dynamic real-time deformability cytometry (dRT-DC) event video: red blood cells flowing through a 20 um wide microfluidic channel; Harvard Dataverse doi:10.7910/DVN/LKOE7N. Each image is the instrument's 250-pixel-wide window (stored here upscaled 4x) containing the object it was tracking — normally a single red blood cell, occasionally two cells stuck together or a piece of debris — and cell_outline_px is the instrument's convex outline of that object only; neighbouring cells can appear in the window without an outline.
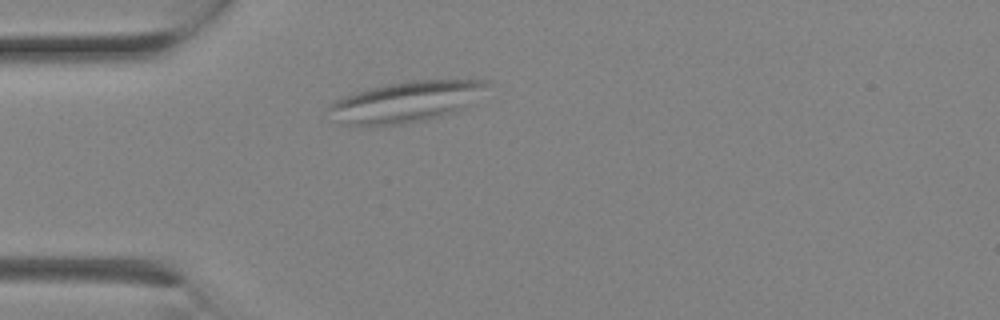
{"species": "Egyptian fruit bat (a non-hibernating species)", "species_latin": "Rousettus aegyptiacus", "temperature_condition": "room temperature", "stored_images_in_passage": 2, "camera_frame_rate_fps": 3000, "um_per_image_px": 0.085, "animal": {"sex": "female"}, "frame": {"image": 1, "passage_image": 2, "time_ms": 0.333, "image_size_px": [1000, 320], "cell_outline_px": [[492, 84], [464, 108], [456, 112], [408, 124], [368, 128], [340, 124], [328, 108], [328, 104], [344, 96], [372, 88], [388, 84], [412, 80], [488, 80]], "centroid_in_image_um": [34.5, 8.69], "position_along_channel_um": 50.5, "area_um2": 38.03}}